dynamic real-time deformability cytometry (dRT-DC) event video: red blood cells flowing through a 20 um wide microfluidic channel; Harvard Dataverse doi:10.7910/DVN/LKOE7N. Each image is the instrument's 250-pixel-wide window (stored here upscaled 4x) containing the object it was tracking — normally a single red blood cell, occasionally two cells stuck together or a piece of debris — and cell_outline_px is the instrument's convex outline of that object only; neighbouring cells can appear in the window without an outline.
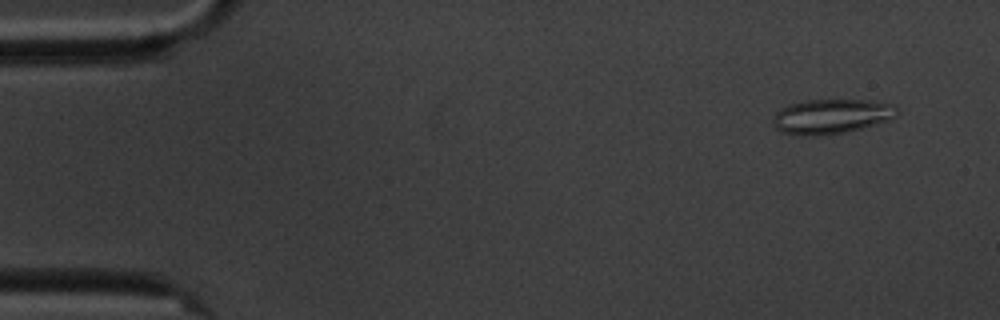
{"species": "common noctule bat (a hibernating species)", "species_latin": "Nyctalus noctula", "temperature_condition": "cold", "stored_images_in_passage": 6, "camera_frame_rate_fps": 3000, "um_per_image_px": 0.085, "animal": {"sex": "male", "body_mass_g": 20.1, "forearm_length_mm": 53.5}, "frame": {"image": 1, "passage_image": 1, "time_ms": 0.0, "image_size_px": [1000, 320], "cell_outline_px": [[900, 108], [896, 116], [888, 120], [860, 128], [844, 132], [816, 136], [812, 136], [784, 132], [776, 128], [772, 120], [776, 112], [780, 108], [804, 100], [868, 100], [892, 104]], "centroid_in_image_um": [70.69, 9.88], "position_along_channel_um": 14.3, "area_um2": 24.8}}
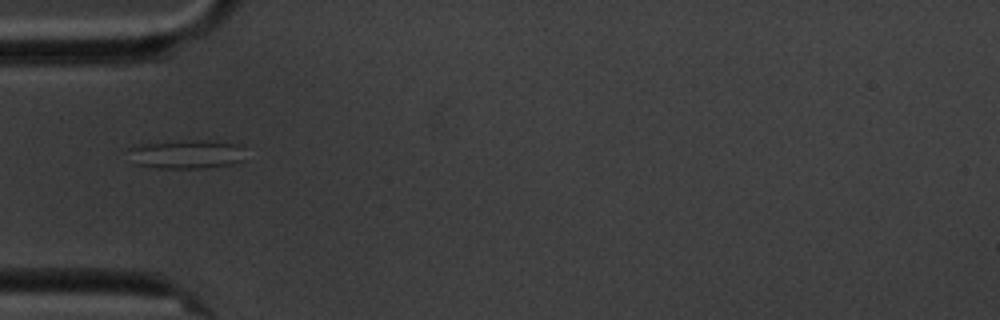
{"frame": {"image": 2, "passage_image": 5, "time_ms": 4.667, "image_size_px": [1000, 320], "cell_outline_px": [[244, 160], [232, 164], [200, 168], [156, 168], [136, 164], [128, 148], [140, 144], [192, 140], [208, 140], [240, 144], [244, 148]], "centroid_in_image_um": [15.92, 13.1], "position_along_channel_um": 69.1, "area_um2": 19.59}}
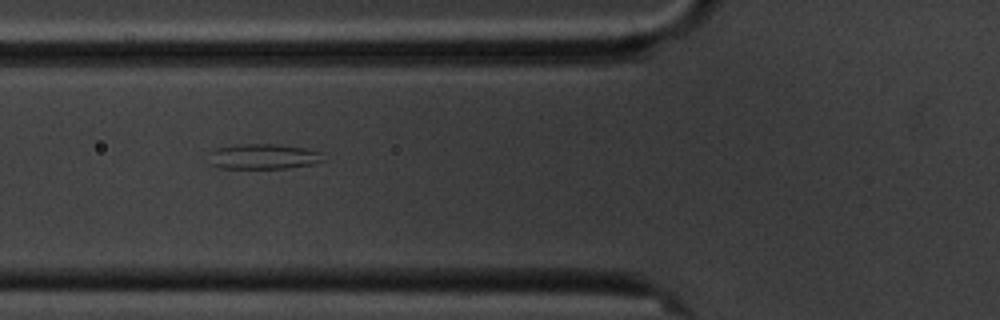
{"frame": {"image": 3, "passage_image": 6, "time_ms": 5.667, "image_size_px": [1000, 320], "cell_outline_px": [[324, 160], [312, 164], [288, 168], [220, 168], [208, 164], [208, 152], [216, 148], [240, 144], [280, 144], [308, 148], [324, 152]], "centroid_in_image_um": [22.38, 13.29], "position_along_channel_um": 103.4, "area_um2": 17.28}}